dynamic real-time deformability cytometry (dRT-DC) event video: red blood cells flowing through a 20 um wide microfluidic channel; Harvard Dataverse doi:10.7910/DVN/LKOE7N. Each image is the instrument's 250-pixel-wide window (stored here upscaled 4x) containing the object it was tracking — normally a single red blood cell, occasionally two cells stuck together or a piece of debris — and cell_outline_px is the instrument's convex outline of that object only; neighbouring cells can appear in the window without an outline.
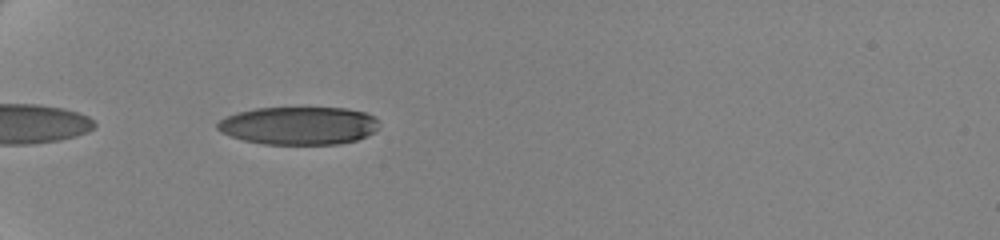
{"species": "human", "species_latin": "Homo sapiens", "temperature_condition": "cold", "stored_images_in_passage": 41, "camera_frame_rate_fps": 3000, "um_per_image_px": 0.085, "donor": {"sex": "female"}, "frame": {"image": 1, "passage_image": 2, "time_ms": 0.333, "image_size_px": [1000, 240], "cell_outline_px": [[376, 128], [372, 132], [356, 140], [340, 144], [264, 144], [244, 140], [220, 132], [216, 128], [216, 124], [224, 116], [236, 112], [256, 108], [348, 108], [364, 112], [372, 116], [376, 120]], "centroid_in_image_um": [25.32, 10.67], "position_along_channel_um": 59.7, "area_um2": 35.6}}
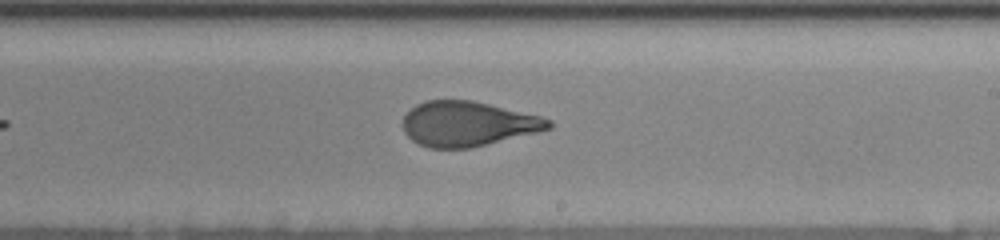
{"frame": {"image": 2, "passage_image": 20, "time_ms": 6.333, "image_size_px": [1000, 240], "cell_outline_px": [[552, 128], [472, 148], [428, 148], [412, 140], [404, 132], [404, 116], [416, 104], [424, 100], [472, 100], [540, 116], [552, 120]], "centroid_in_image_um": [39.75, 10.52], "position_along_channel_um": 249.2, "area_um2": 37.92}}
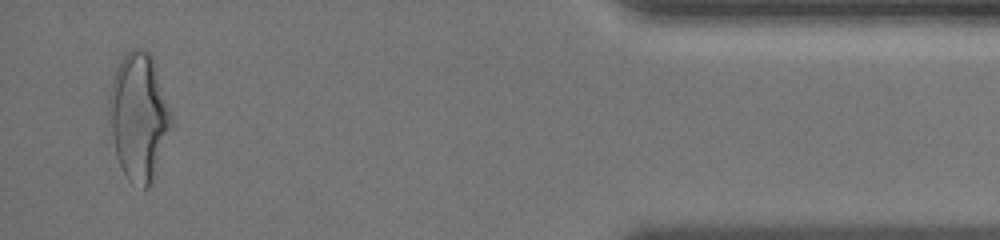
{"frame": {"image": 3, "passage_image": 39, "time_ms": 12.667, "image_size_px": [1000, 240], "cell_outline_px": [[172, 120], [152, 180], [148, 188], [144, 188], [128, 180], [116, 156], [112, 136], [108, 104], [108, 96], [112, 80], [116, 68], [120, 60], [132, 48], [144, 48], [152, 56], [172, 112]], "centroid_in_image_um": [11.78, 9.85], "position_along_channel_um": 423.4, "area_um2": 45.43}, "authors_computed_cell_mechanics": {"area_um2": 39.3618, "velocity_mm_per_s": 3.5024, "shape_relaxation_time_tau1_ms": 3.7974, "shape_relaxation_time_tau2_ms": 0.9973, "deformation_change_tau1": 0.1787, "deformation_change_tau2": 0.0791}}